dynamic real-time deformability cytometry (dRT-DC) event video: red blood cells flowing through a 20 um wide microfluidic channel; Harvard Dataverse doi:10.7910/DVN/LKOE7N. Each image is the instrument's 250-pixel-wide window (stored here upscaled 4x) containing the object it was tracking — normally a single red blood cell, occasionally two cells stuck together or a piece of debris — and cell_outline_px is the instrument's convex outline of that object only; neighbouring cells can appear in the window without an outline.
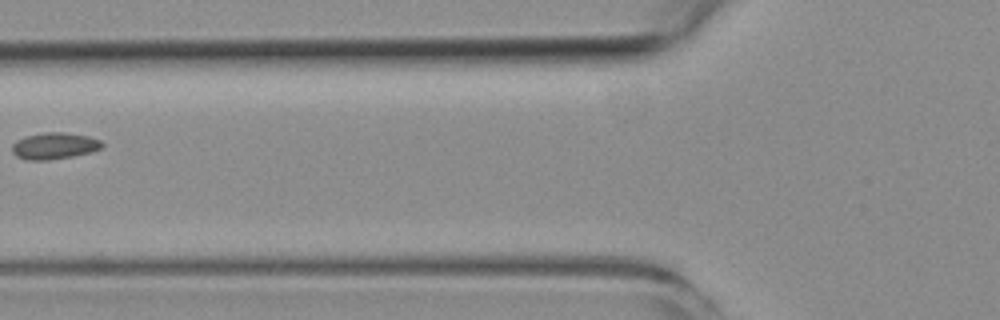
{"species": "common noctule bat (a hibernating species)", "species_latin": "Nyctalus noctula", "temperature_condition": "room temperature", "stored_images_in_passage": 5, "camera_frame_rate_fps": 3000, "um_per_image_px": 0.085, "animal": {"sex": "female", "body_mass_g": 19.3, "forearm_length_mm": 54.1}, "frame": {"image": 1, "passage_image": 5, "time_ms": 6.0, "image_size_px": [1000, 320], "cell_outline_px": [[104, 144], [100, 148], [88, 152], [72, 156], [48, 160], [28, 160], [16, 156], [12, 152], [12, 144], [16, 140], [28, 136], [44, 132], [64, 132], [88, 136], [100, 140]], "centroid_in_image_um": [4.59, 12.39], "position_along_channel_um": 121.2, "area_um2": 13.76}}